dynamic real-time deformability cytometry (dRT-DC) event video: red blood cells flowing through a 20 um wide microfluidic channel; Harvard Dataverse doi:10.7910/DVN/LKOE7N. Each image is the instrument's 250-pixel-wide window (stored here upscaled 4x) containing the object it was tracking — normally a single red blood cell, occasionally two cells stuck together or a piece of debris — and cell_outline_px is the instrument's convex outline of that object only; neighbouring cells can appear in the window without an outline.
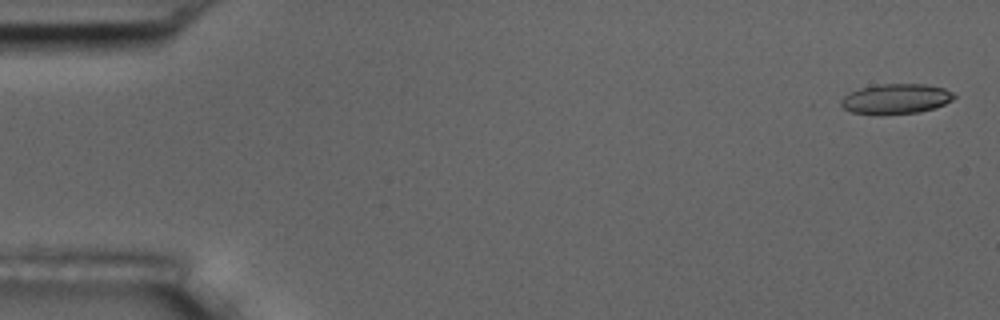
{"species": "common noctule bat (a hibernating species)", "species_latin": "Nyctalus noctula", "temperature_condition": "room temperature", "stored_images_in_passage": 6, "camera_frame_rate_fps": 3000, "um_per_image_px": 0.085, "animal": {"sex": "male", "body_mass_g": 17.5, "forearm_length_mm": 52.3}, "frame": {"image": 1, "passage_image": 1, "time_ms": 0.0, "image_size_px": [1000, 320], "cell_outline_px": [[956, 96], [952, 100], [936, 108], [920, 112], [852, 112], [844, 108], [840, 104], [840, 100], [848, 92], [860, 88], [880, 84], [924, 84], [944, 88], [952, 92]], "centroid_in_image_um": [76.18, 8.36], "position_along_channel_um": 8.8, "area_um2": 19.19}}
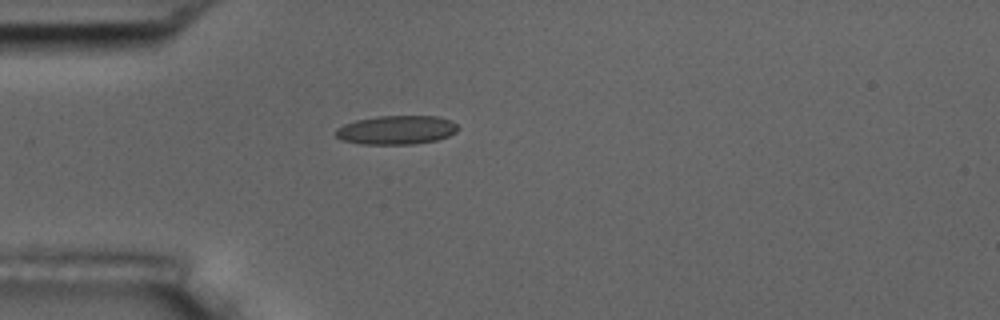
{"frame": {"image": 2, "passage_image": 5, "time_ms": 4.667, "image_size_px": [1000, 320], "cell_outline_px": [[460, 128], [456, 132], [448, 136], [436, 140], [412, 144], [360, 144], [344, 140], [336, 136], [336, 128], [344, 124], [356, 120], [376, 116], [436, 116], [452, 120]], "centroid_in_image_um": [33.72, 11.04], "position_along_channel_um": 51.3, "area_um2": 20.58}}